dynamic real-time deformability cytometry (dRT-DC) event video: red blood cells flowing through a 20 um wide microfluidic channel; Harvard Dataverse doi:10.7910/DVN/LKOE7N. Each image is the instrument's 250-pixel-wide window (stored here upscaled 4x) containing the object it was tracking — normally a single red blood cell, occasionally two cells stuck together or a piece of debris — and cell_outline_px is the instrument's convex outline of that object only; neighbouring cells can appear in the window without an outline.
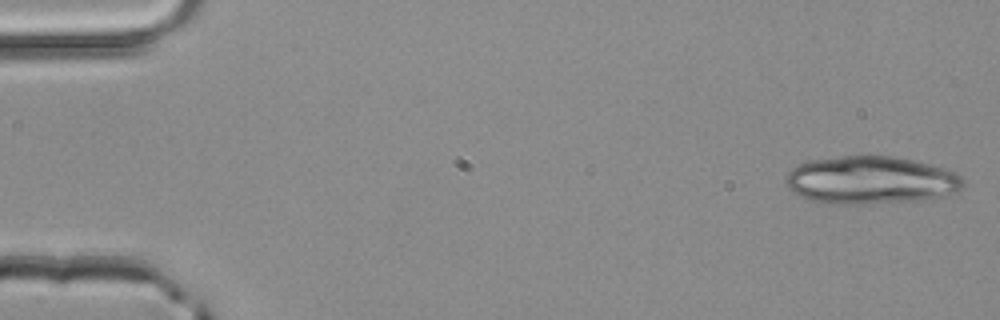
{"species": "common noctule bat (a hibernating species)", "species_latin": "Nyctalus noctula", "temperature_condition": "room temperature", "stored_images_in_passage": 3, "camera_frame_rate_fps": 3000, "um_per_image_px": 0.085, "animal": {"sex": "male", "body_mass_g": 20.4}, "frame": {"image": 1, "passage_image": 1, "time_ms": 0.0, "image_size_px": [1000, 320], "cell_outline_px": [[964, 184], [960, 192], [944, 196], [916, 200], [864, 204], [836, 204], [812, 200], [800, 196], [792, 192], [788, 188], [788, 172], [792, 168], [800, 164], [812, 160], [868, 152], [892, 156], [912, 160], [944, 168], [956, 172], [964, 180]], "centroid_in_image_um": [74.05, 15.28], "position_along_channel_um": 10.9, "area_um2": 49.94}}